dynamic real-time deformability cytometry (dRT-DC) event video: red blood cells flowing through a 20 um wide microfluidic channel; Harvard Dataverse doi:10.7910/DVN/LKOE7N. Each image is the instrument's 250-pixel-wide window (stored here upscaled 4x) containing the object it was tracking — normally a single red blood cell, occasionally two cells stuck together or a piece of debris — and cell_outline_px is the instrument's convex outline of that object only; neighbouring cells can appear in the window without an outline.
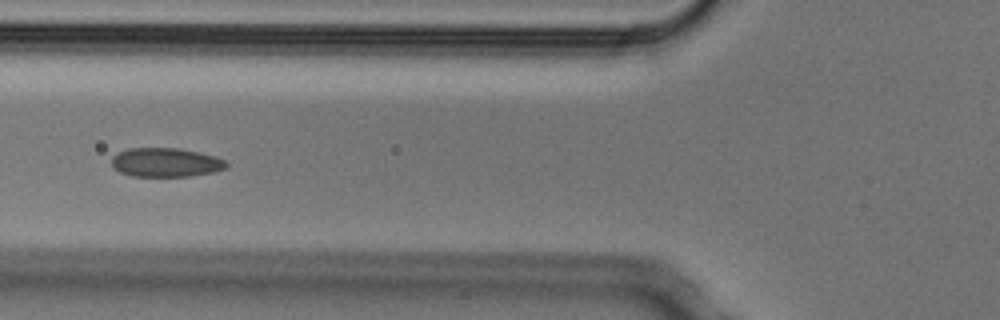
{"species": "Egyptian fruit bat (a non-hibernating species)", "species_latin": "Rousettus aegyptiacus", "temperature_condition": "cold", "stored_images_in_passage": 9, "camera_frame_rate_fps": 3000, "um_per_image_px": 0.085, "animal": {"sex": "male"}, "frame": {"image": 1, "passage_image": 6, "time_ms": 1.667, "image_size_px": [1000, 320], "cell_outline_px": [[228, 164], [224, 168], [216, 172], [188, 176], [132, 176], [120, 172], [112, 168], [112, 156], [128, 148], [180, 148], [216, 156], [224, 160]], "centroid_in_image_um": [14.08, 13.8], "position_along_channel_um": 111.7, "area_um2": 19.42}}
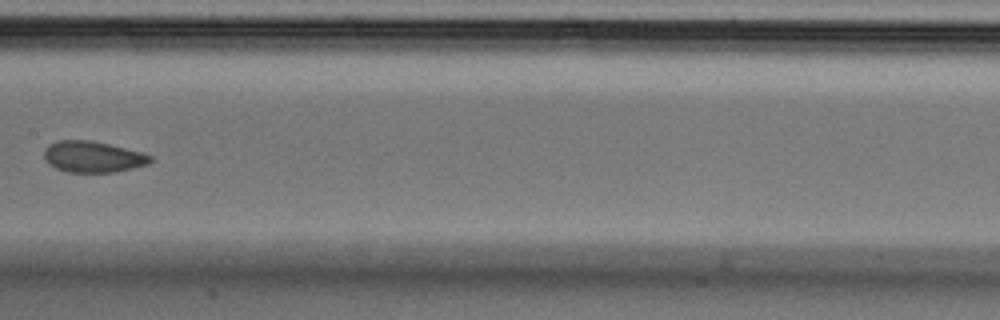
{"frame": {"image": 2, "passage_image": 8, "time_ms": 2.333, "image_size_px": [1000, 320], "cell_outline_px": [[152, 160], [148, 164], [116, 172], [68, 172], [56, 168], [48, 164], [44, 160], [44, 148], [48, 144], [56, 140], [92, 140], [140, 152], [152, 156]], "centroid_in_image_um": [7.84, 13.32], "position_along_channel_um": 199.6, "area_um2": 19.36}}
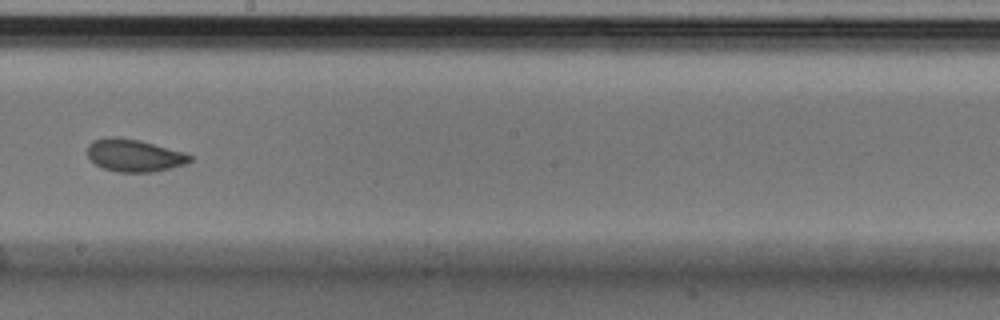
{"frame": {"image": 3, "passage_image": 9, "time_ms": 2.667, "image_size_px": [1000, 320], "cell_outline_px": [[192, 160], [184, 164], [152, 172], [116, 172], [104, 168], [96, 164], [88, 156], [88, 144], [92, 140], [108, 136], [116, 136], [140, 140], [184, 152], [192, 156]], "centroid_in_image_um": [11.38, 13.19], "position_along_channel_um": 236.8, "area_um2": 19.36}}